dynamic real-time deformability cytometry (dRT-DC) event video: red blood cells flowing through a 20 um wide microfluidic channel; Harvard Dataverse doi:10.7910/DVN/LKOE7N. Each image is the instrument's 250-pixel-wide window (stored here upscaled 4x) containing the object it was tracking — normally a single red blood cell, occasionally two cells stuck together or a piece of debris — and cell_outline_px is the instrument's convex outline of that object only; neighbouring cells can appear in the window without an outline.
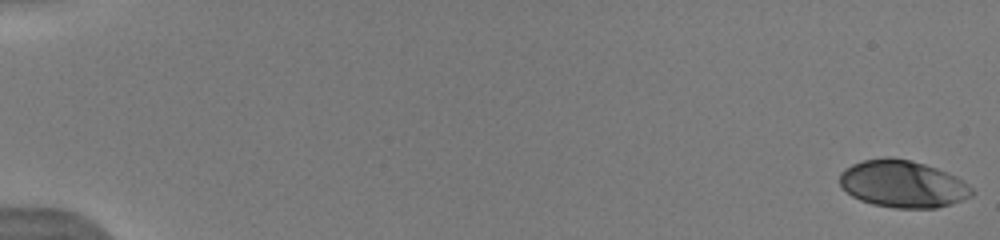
{"species": "human", "species_latin": "Homo sapiens", "temperature_condition": "warm", "stored_images_in_passage": 17, "camera_frame_rate_fps": 3000, "um_per_image_px": 0.085, "donor": {"sex": "male"}, "frame": {"image": 1, "passage_image": 1, "time_ms": 0.0, "image_size_px": [1000, 240], "cell_outline_px": [[972, 196], [964, 200], [936, 208], [896, 208], [872, 204], [860, 200], [852, 196], [840, 184], [840, 172], [844, 168], [852, 164], [864, 160], [884, 156], [888, 156], [908, 160], [924, 164], [936, 168], [956, 176], [968, 184], [972, 188]], "centroid_in_image_um": [76.73, 15.63], "position_along_channel_um": 8.3, "area_um2": 36.3}}
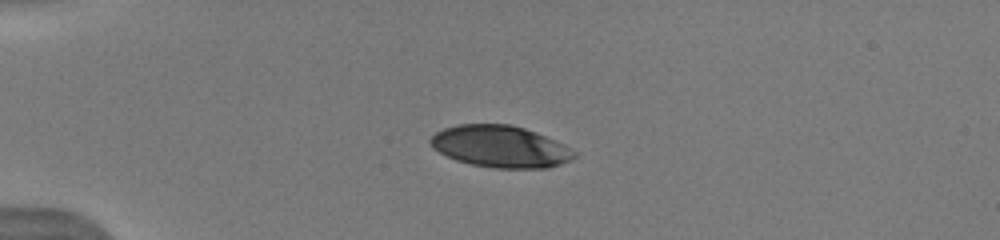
{"frame": {"image": 2, "passage_image": 11, "time_ms": 4.333, "image_size_px": [1000, 240], "cell_outline_px": [[576, 156], [572, 160], [548, 168], [496, 168], [472, 164], [456, 160], [432, 148], [428, 140], [436, 132], [444, 128], [456, 124], [512, 124], [536, 132], [564, 144], [576, 152]], "centroid_in_image_um": [42.53, 12.45], "position_along_channel_um": 42.5, "area_um2": 35.08}}